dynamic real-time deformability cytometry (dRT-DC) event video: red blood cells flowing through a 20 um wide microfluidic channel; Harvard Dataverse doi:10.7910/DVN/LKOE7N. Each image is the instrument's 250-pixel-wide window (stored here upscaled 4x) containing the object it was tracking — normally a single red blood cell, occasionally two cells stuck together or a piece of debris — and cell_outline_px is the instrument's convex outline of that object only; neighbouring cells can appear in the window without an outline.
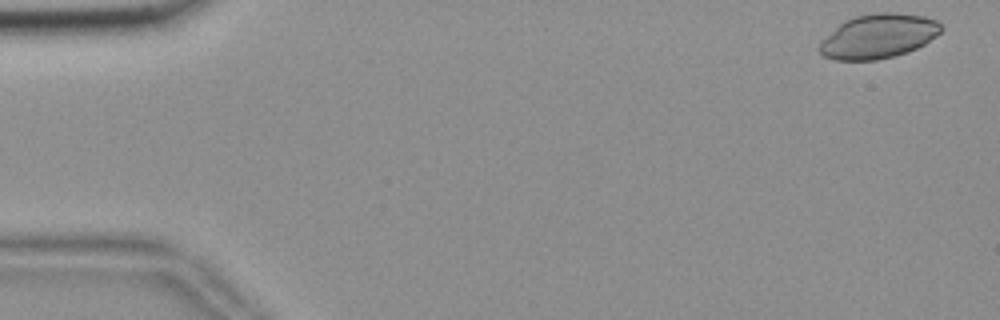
{"species": "common noctule bat (a hibernating species)", "species_latin": "Nyctalus noctula", "temperature_condition": "room temperature", "stored_images_in_passage": 55, "camera_frame_rate_fps": 3000, "um_per_image_px": 0.085, "animal": {"sex": "female", "body_mass_g": 18.4}, "frame": {"image": 1, "passage_image": 2, "time_ms": 0.333, "image_size_px": [1000, 320], "cell_outline_px": [[944, 28], [936, 36], [924, 44], [916, 48], [892, 56], [876, 60], [836, 60], [824, 56], [820, 52], [820, 40], [844, 20], [856, 16], [876, 12], [896, 12], [924, 16], [936, 20]], "centroid_in_image_um": [74.65, 3.06], "position_along_channel_um": 10.3, "area_um2": 31.33}}
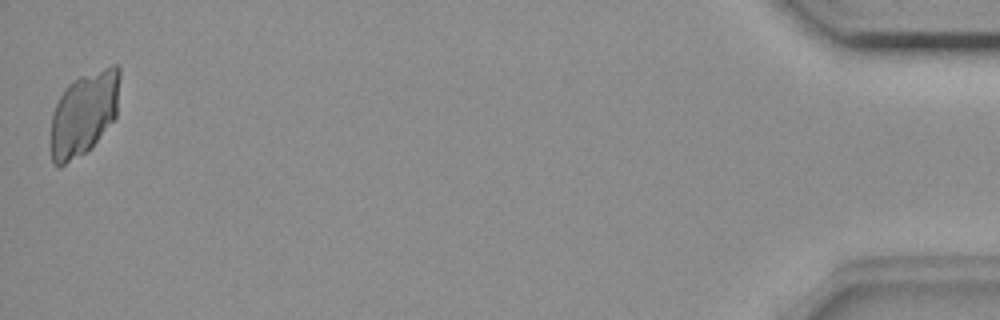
{"frame": {"image": 2, "passage_image": 55, "time_ms": 18.0, "image_size_px": [1000, 320], "cell_outline_px": [[120, 76], [116, 116], [96, 140], [84, 152], [60, 168], [52, 164], [52, 112], [64, 88], [68, 84], [80, 76], [112, 64], [116, 64], [120, 68]], "centroid_in_image_um": [7.14, 9.6], "position_along_channel_um": 428.1, "area_um2": 33.23}}